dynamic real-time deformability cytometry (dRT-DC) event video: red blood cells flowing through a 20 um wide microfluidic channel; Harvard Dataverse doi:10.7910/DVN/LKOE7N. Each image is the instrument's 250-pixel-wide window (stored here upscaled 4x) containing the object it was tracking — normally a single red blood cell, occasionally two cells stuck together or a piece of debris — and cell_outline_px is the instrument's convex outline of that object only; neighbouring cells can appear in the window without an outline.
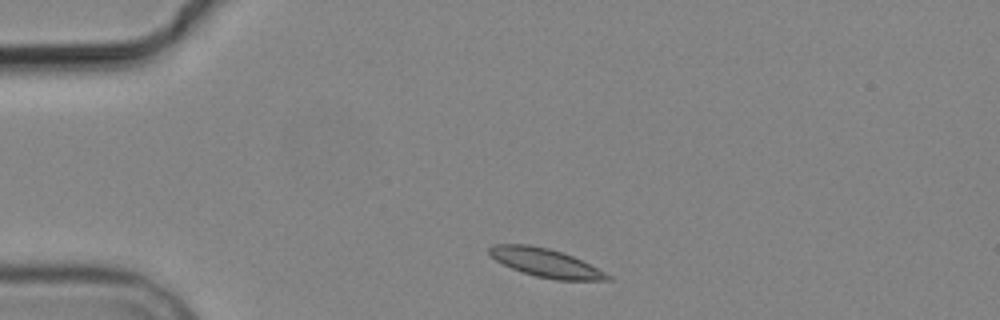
{"species": "common noctule bat (a hibernating species)", "species_latin": "Nyctalus noctula", "temperature_condition": "cold", "stored_images_in_passage": 7, "camera_frame_rate_fps": 3000, "um_per_image_px": 0.085, "animal": {"sex": "male", "body_mass_g": 19.2, "forearm_length_mm": 51.8}, "frame": {"image": 1, "passage_image": 1, "time_ms": 0.0, "image_size_px": [1000, 320], "cell_outline_px": [[612, 280], [556, 280], [536, 276], [512, 268], [496, 260], [488, 252], [488, 248], [496, 244], [528, 244], [548, 248], [572, 256], [612, 276]], "centroid_in_image_um": [46.37, 22.34], "position_along_channel_um": 38.6, "area_um2": 19.19}}
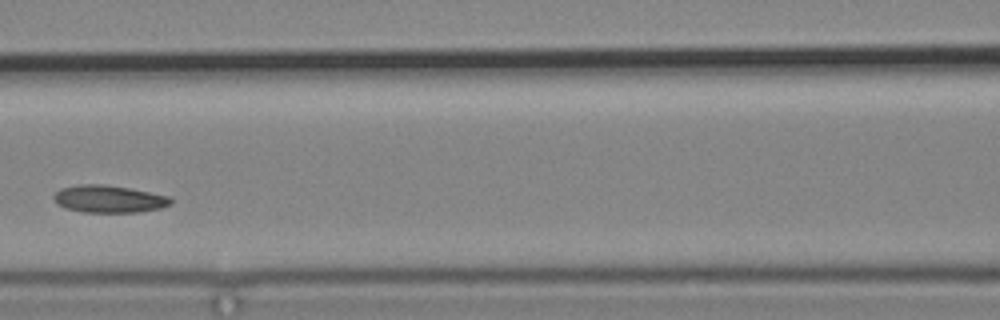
{"frame": {"image": 2, "passage_image": 4, "time_ms": 4.333, "image_size_px": [1000, 320], "cell_outline_px": [[172, 204], [160, 208], [140, 212], [80, 212], [64, 208], [56, 204], [52, 200], [52, 196], [60, 188], [80, 184], [104, 184], [128, 188], [168, 196], [172, 200]], "centroid_in_image_um": [9.19, 16.92], "position_along_channel_um": 157.4, "area_um2": 18.79}}
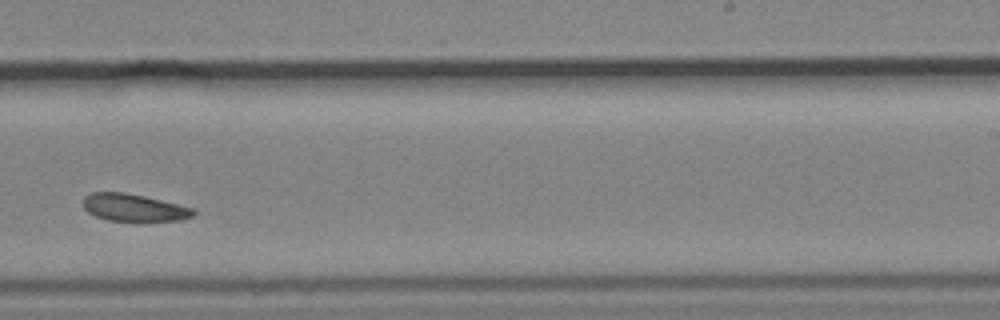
{"frame": {"image": 3, "passage_image": 7, "time_ms": 7.667, "image_size_px": [1000, 320], "cell_outline_px": [[196, 212], [192, 216], [180, 220], [136, 224], [108, 220], [96, 216], [88, 212], [84, 208], [84, 196], [92, 192], [124, 192], [144, 196], [196, 208]], "centroid_in_image_um": [11.43, 17.69], "position_along_channel_um": 277.6, "area_um2": 18.38}}